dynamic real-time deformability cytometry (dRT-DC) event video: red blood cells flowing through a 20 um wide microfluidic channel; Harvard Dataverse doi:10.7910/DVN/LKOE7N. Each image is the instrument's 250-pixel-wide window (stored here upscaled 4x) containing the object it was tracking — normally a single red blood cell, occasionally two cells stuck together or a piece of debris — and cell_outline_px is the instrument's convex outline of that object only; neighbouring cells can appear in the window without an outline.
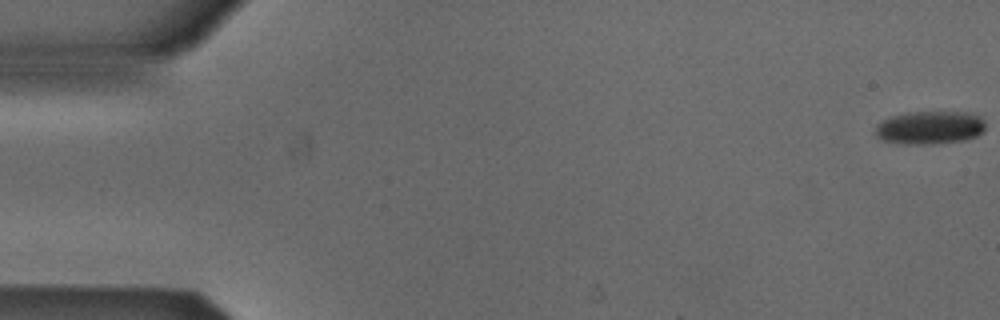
{"species": "Egyptian fruit bat (a non-hibernating species)", "species_latin": "Rousettus aegyptiacus", "temperature_condition": "cold", "stored_images_in_passage": 54, "camera_frame_rate_fps": 3000, "um_per_image_px": 0.085, "animal": {"sex": "male"}, "frame": {"image": 1, "passage_image": 1, "time_ms": 0.0, "image_size_px": [1000, 320], "cell_outline_px": [[984, 132], [976, 136], [964, 140], [920, 144], [908, 144], [884, 140], [876, 136], [872, 132], [876, 124], [892, 116], [908, 112], [972, 112], [980, 116], [984, 120]], "centroid_in_image_um": [79.03, 10.83], "position_along_channel_um": 6.0, "area_um2": 21.27}}
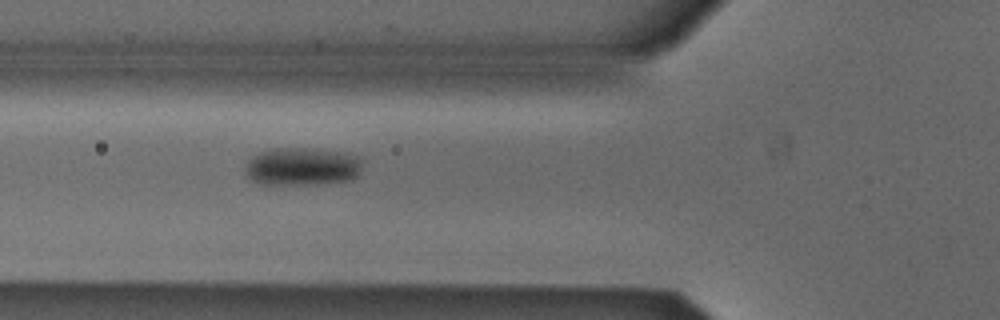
{"frame": {"image": 2, "passage_image": 20, "time_ms": 6.333, "image_size_px": [1000, 320], "cell_outline_px": [[360, 172], [352, 180], [312, 184], [260, 184], [248, 180], [244, 172], [244, 168], [248, 160], [252, 156], [260, 152], [276, 148], [308, 148], [348, 152], [356, 156], [360, 160]], "centroid_in_image_um": [25.63, 14.15], "position_along_channel_um": 100.2, "area_um2": 26.18}}
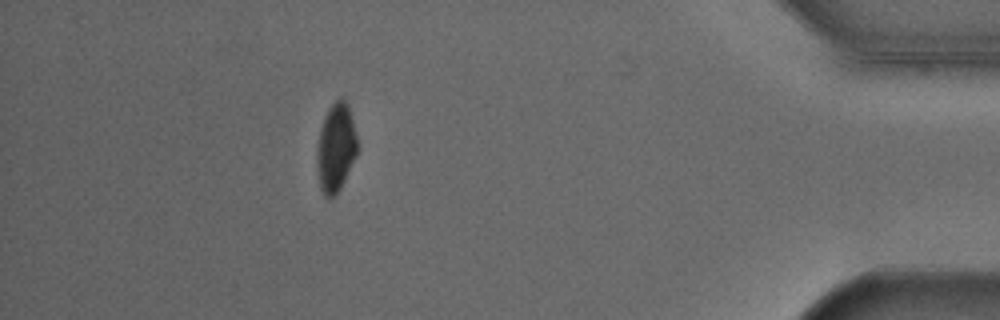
{"frame": {"image": 3, "passage_image": 48, "time_ms": 15.667, "image_size_px": [1000, 320], "cell_outline_px": [[356, 156], [340, 188], [332, 200], [324, 196], [320, 188], [316, 164], [316, 152], [320, 132], [324, 116], [328, 108], [340, 96], [348, 104], [356, 136]], "centroid_in_image_um": [28.52, 12.58], "position_along_channel_um": 406.7, "area_um2": 20.69}, "authors_computed_cell_mechanics": {"area_um2": 23.0622, "velocity_mm_per_s": 3.8663, "shape_relaxation_time_tau1_ms": 3.6911, "shape_relaxation_time_tau2_ms": null, "deformation_change_tau1": 0.0846, "deformation_change_tau2": null}}